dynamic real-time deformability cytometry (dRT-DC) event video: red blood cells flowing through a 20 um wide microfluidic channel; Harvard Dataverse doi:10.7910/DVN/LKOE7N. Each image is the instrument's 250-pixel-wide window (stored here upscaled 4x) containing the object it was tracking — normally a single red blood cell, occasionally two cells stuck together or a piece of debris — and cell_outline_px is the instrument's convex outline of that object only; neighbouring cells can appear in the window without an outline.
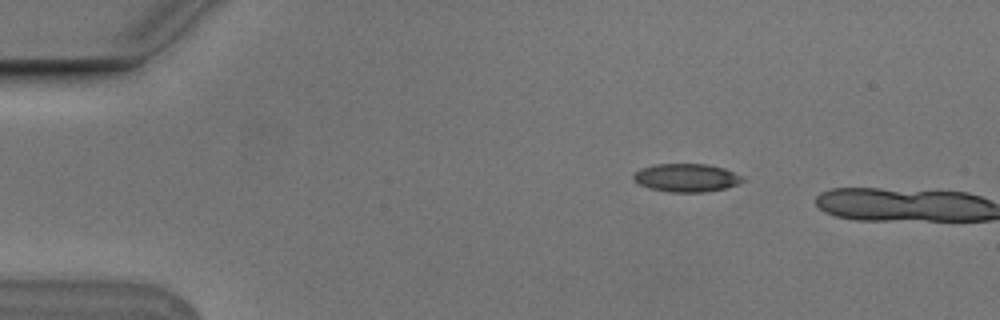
{"species": "Egyptian fruit bat (a non-hibernating species)", "species_latin": "Rousettus aegyptiacus", "temperature_condition": "cold", "stored_images_in_passage": 3, "camera_frame_rate_fps": 3000, "um_per_image_px": 0.085, "animal": {"sex": "male"}, "frame": {"image": 1, "passage_image": 2, "time_ms": 0.333, "image_size_px": [1000, 320], "cell_outline_px": [[744, 180], [736, 184], [724, 188], [704, 192], [668, 192], [648, 188], [632, 180], [632, 176], [640, 168], [656, 164], [704, 164], [724, 168], [744, 176]], "centroid_in_image_um": [58.31, 15.11], "position_along_channel_um": 26.7, "area_um2": 17.92}}